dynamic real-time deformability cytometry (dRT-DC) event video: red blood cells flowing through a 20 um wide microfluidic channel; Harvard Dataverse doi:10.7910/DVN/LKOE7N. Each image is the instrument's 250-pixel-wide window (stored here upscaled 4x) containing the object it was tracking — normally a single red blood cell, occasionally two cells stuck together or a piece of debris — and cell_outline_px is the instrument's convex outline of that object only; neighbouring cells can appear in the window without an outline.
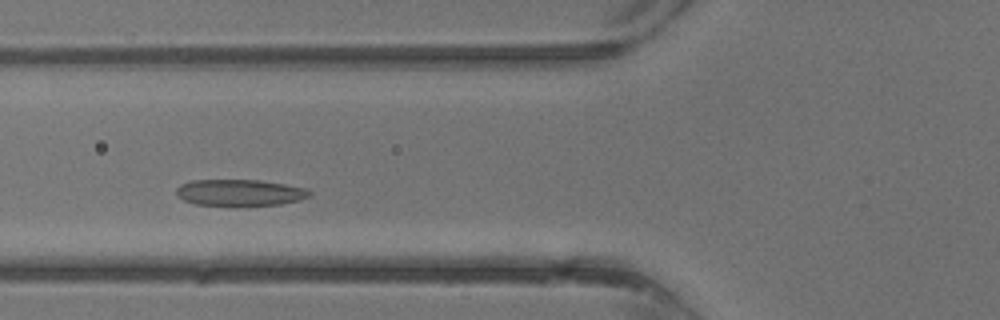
{"species": "common noctule bat (a hibernating species)", "species_latin": "Nyctalus noctula", "temperature_condition": "warm", "stored_images_in_passage": 27, "camera_frame_rate_fps": 3000, "um_per_image_px": 0.085, "animal": {"sex": "male", "body_mass_g": 13.3}, "frame": {"image": 1, "passage_image": 8, "time_ms": 2.333, "image_size_px": [1000, 320], "cell_outline_px": [[312, 192], [308, 196], [300, 200], [280, 204], [236, 208], [196, 204], [184, 200], [176, 196], [176, 188], [180, 184], [192, 180], [256, 180], [284, 184], [304, 188]], "centroid_in_image_um": [20.33, 16.41], "position_along_channel_um": 105.5, "area_um2": 21.15}}
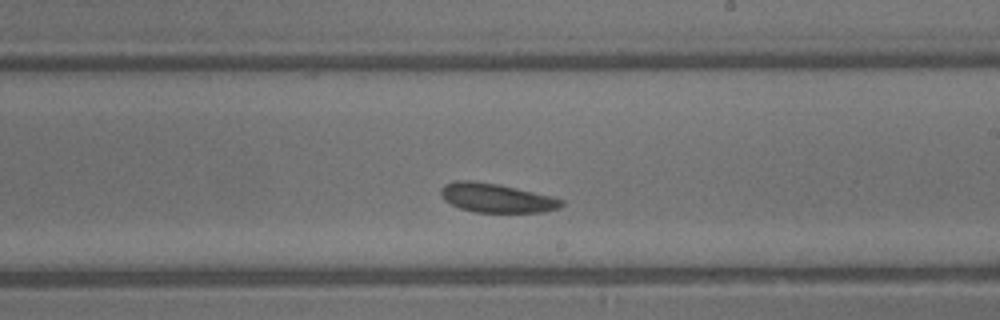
{"frame": {"image": 2, "passage_image": 16, "time_ms": 5.0, "image_size_px": [1000, 320], "cell_outline_px": [[564, 204], [560, 208], [544, 212], [472, 212], [460, 208], [444, 200], [440, 192], [440, 188], [444, 184], [456, 180], [472, 180], [496, 184], [516, 188], [552, 196], [564, 200]], "centroid_in_image_um": [42.19, 16.83], "position_along_channel_um": 246.8, "area_um2": 20.46}}
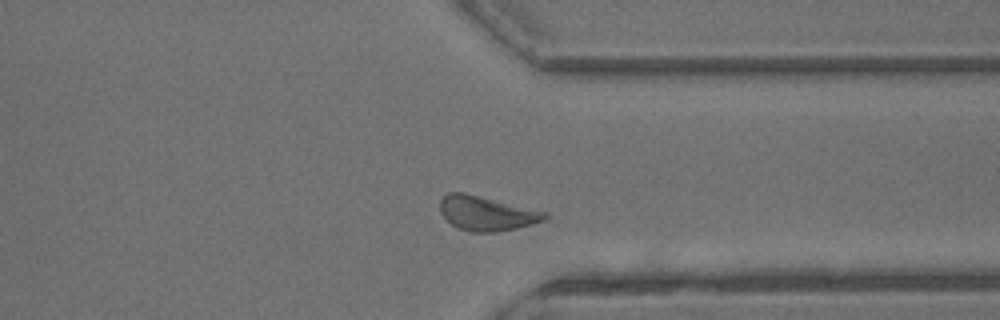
{"frame": {"image": 3, "passage_image": 23, "time_ms": 7.333, "image_size_px": [1000, 320], "cell_outline_px": [[548, 216], [544, 220], [532, 224], [516, 228], [496, 232], [472, 232], [456, 228], [440, 212], [440, 200], [448, 192], [464, 192], [548, 212]], "centroid_in_image_um": [41.35, 18.13], "position_along_channel_um": 370.0, "area_um2": 21.04}}